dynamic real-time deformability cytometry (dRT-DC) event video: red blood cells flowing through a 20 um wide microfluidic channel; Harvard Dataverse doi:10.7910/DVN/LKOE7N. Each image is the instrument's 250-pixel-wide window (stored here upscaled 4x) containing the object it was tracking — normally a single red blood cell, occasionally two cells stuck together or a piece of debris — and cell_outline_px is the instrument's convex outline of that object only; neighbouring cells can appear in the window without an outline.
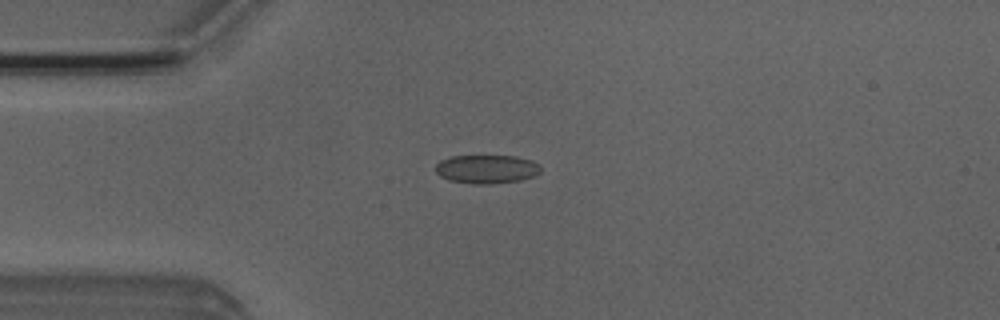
{"species": "Egyptian fruit bat (a non-hibernating species)", "species_latin": "Rousettus aegyptiacus", "temperature_condition": "room temperature", "stored_images_in_passage": 50, "camera_frame_rate_fps": 3000, "um_per_image_px": 0.085, "animal": {"sex": "male"}, "frame": {"image": 1, "passage_image": 12, "time_ms": 3.667, "image_size_px": [1000, 320], "cell_outline_px": [[540, 172], [536, 176], [520, 180], [492, 184], [472, 184], [448, 180], [440, 176], [436, 172], [436, 164], [440, 160], [452, 156], [516, 156], [532, 160], [540, 164]], "centroid_in_image_um": [41.38, 14.38], "position_along_channel_um": 43.6, "area_um2": 17.74}}
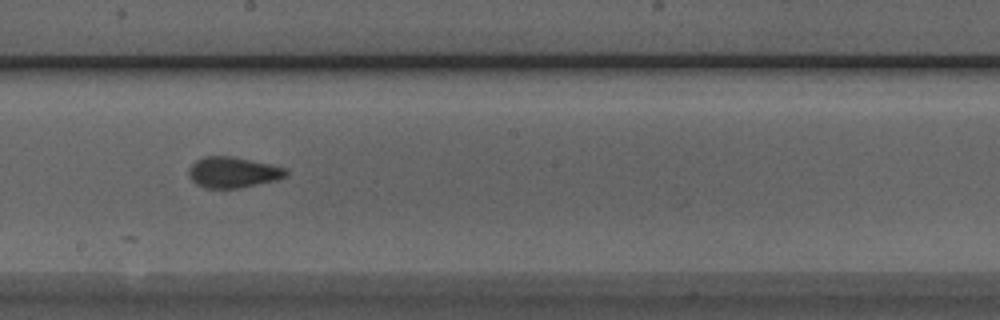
{"frame": {"image": 2, "passage_image": 27, "time_ms": 8.667, "image_size_px": [1000, 320], "cell_outline_px": [[288, 172], [284, 176], [276, 180], [240, 188], [204, 188], [196, 184], [188, 176], [188, 172], [192, 164], [196, 160], [204, 156], [232, 156], [288, 168]], "centroid_in_image_um": [19.78, 14.65], "position_along_channel_um": 228.4, "area_um2": 17.46}}
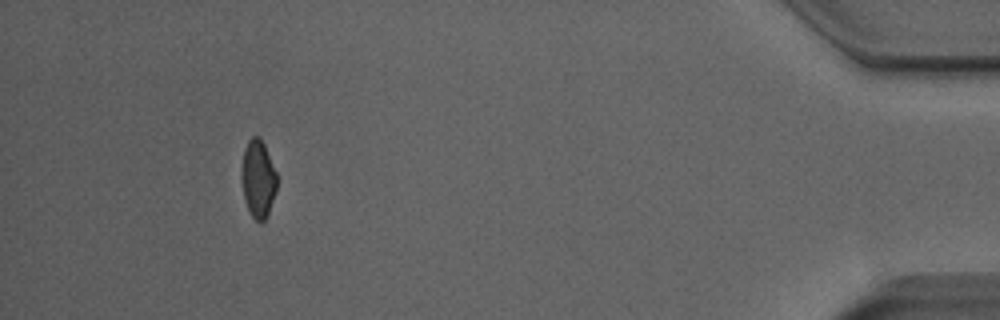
{"frame": {"image": 3, "passage_image": 46, "time_ms": 15.0, "image_size_px": [1000, 320], "cell_outline_px": [[276, 192], [268, 216], [260, 224], [252, 216], [244, 200], [240, 176], [240, 172], [244, 148], [248, 140], [252, 136], [260, 136], [264, 144], [276, 172]], "centroid_in_image_um": [21.92, 15.21], "position_along_channel_um": 413.3, "area_um2": 16.3}}